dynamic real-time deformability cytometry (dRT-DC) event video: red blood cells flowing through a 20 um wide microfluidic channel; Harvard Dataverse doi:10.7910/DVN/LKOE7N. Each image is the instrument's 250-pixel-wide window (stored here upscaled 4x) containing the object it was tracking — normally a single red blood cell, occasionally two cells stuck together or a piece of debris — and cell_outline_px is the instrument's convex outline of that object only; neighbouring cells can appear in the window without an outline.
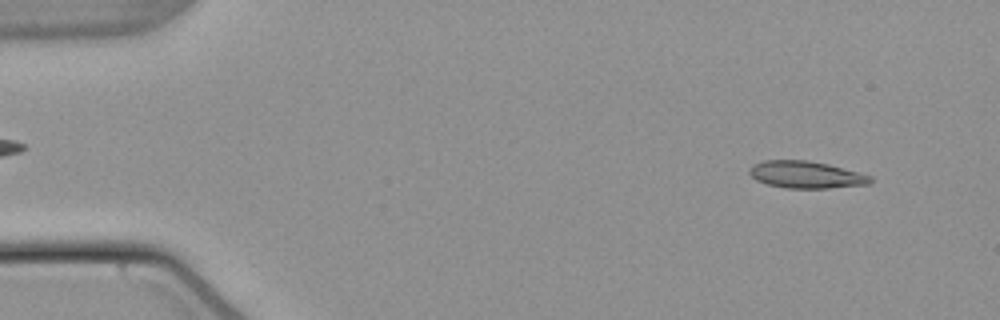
{"species": "common noctule bat (a hibernating species)", "species_latin": "Nyctalus noctula", "temperature_condition": "warm", "stored_images_in_passage": 53, "camera_frame_rate_fps": 3000, "um_per_image_px": 0.085, "animal": {"sex": "male", "body_mass_g": 21.5, "forearm_length_mm": 52.0}, "frame": {"image": 1, "passage_image": 4, "time_ms": 1.0, "image_size_px": [1000, 320], "cell_outline_px": [[872, 180], [868, 184], [828, 188], [784, 188], [768, 184], [756, 180], [748, 172], [748, 168], [752, 164], [764, 160], [808, 160], [828, 164], [872, 176]], "centroid_in_image_um": [68.46, 14.84], "position_along_channel_um": 16.5, "area_um2": 19.07}}
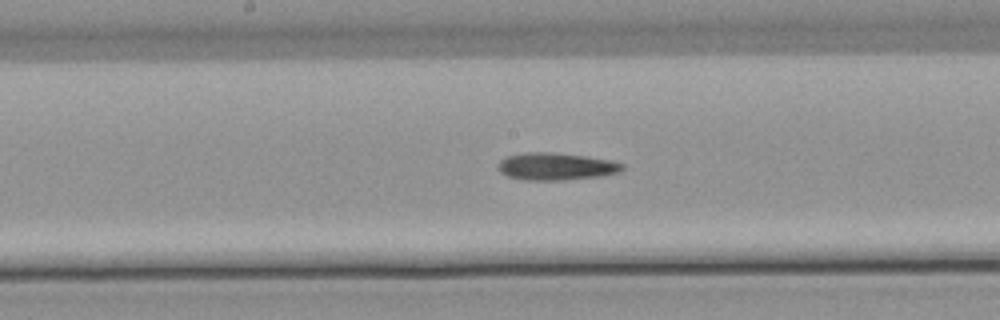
{"frame": {"image": 2, "passage_image": 27, "time_ms": 8.667, "image_size_px": [1000, 320], "cell_outline_px": [[624, 168], [620, 172], [604, 176], [564, 180], [524, 180], [508, 176], [500, 172], [500, 160], [508, 156], [524, 152], [552, 152], [584, 156], [612, 160], [624, 164]], "centroid_in_image_um": [47.32, 14.15], "position_along_channel_um": 200.9, "area_um2": 19.83}}
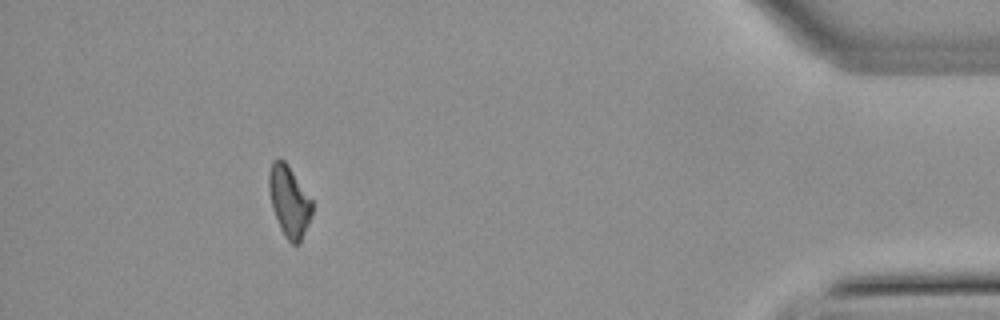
{"frame": {"image": 3, "passage_image": 48, "time_ms": 15.667, "image_size_px": [1000, 320], "cell_outline_px": [[312, 212], [308, 224], [300, 244], [292, 244], [284, 236], [280, 228], [272, 208], [268, 188], [268, 172], [272, 160], [280, 156], [284, 160], [312, 200]], "centroid_in_image_um": [24.55, 17.09], "position_along_channel_um": 410.7, "area_um2": 17.92}}